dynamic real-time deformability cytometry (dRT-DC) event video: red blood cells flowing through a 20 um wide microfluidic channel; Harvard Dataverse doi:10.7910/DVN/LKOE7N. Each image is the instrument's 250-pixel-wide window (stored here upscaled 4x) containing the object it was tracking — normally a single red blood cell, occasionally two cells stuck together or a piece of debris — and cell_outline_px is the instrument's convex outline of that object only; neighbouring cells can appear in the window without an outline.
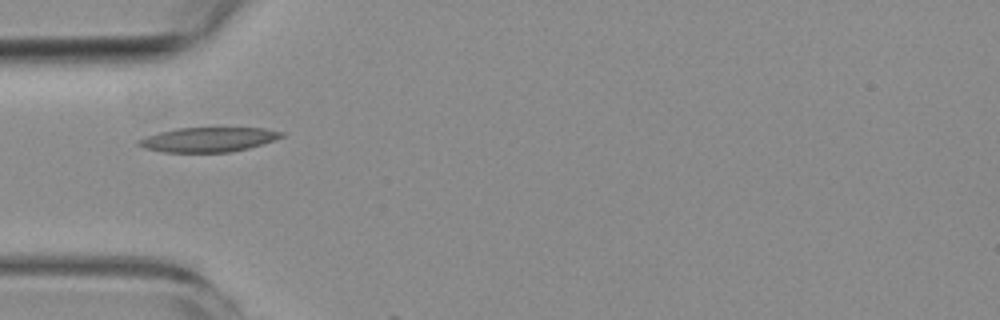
{"species": "common noctule bat (a hibernating species)", "species_latin": "Nyctalus noctula", "temperature_condition": "room temperature", "stored_images_in_passage": 8, "camera_frame_rate_fps": 3000, "um_per_image_px": 0.085, "animal": {"sex": "female", "body_mass_g": 19.3, "forearm_length_mm": 54.1}, "frame": {"image": 1, "passage_image": 5, "time_ms": 5.333, "image_size_px": [1000, 320], "cell_outline_px": [[284, 136], [248, 148], [232, 152], [164, 152], [144, 148], [136, 144], [136, 140], [160, 132], [176, 128], [264, 128], [284, 132]], "centroid_in_image_um": [17.68, 11.86], "position_along_channel_um": 67.3, "area_um2": 20.29}}
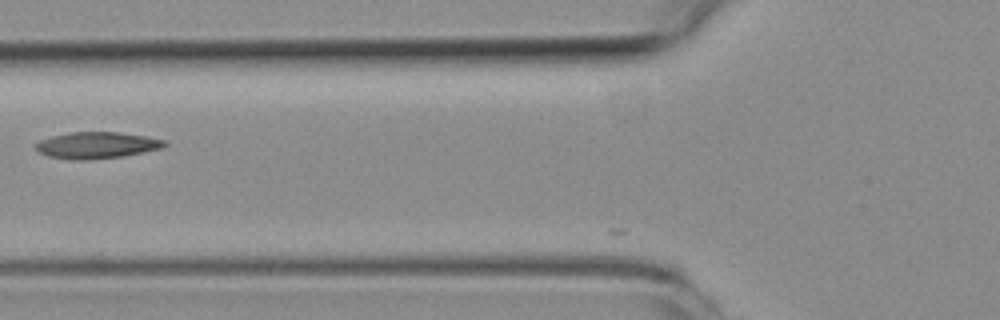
{"frame": {"image": 2, "passage_image": 6, "time_ms": 6.667, "image_size_px": [1000, 320], "cell_outline_px": [[168, 144], [164, 148], [124, 156], [92, 160], [72, 160], [48, 156], [40, 152], [36, 148], [36, 144], [40, 140], [52, 136], [68, 132], [120, 132], [148, 136], [164, 140]], "centroid_in_image_um": [8.27, 12.35], "position_along_channel_um": 117.5, "area_um2": 20.11}}
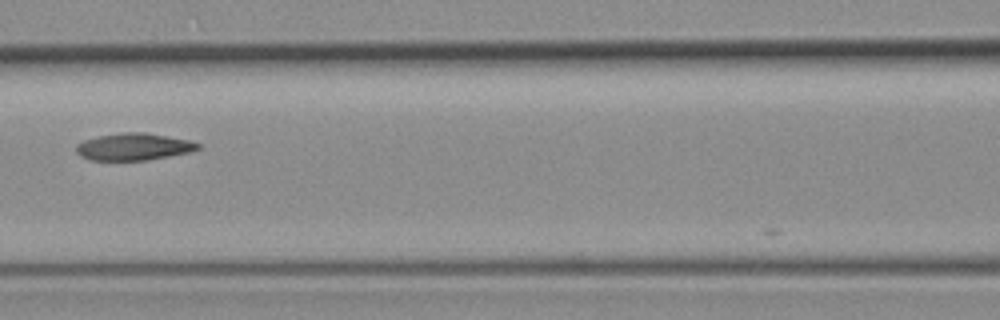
{"frame": {"image": 3, "passage_image": 7, "time_ms": 7.667, "image_size_px": [1000, 320], "cell_outline_px": [[200, 148], [192, 152], [148, 160], [92, 160], [80, 156], [76, 152], [76, 144], [84, 140], [100, 136], [124, 132], [144, 132], [188, 140], [200, 144]], "centroid_in_image_um": [11.37, 12.48], "position_along_channel_um": 155.2, "area_um2": 19.13}}